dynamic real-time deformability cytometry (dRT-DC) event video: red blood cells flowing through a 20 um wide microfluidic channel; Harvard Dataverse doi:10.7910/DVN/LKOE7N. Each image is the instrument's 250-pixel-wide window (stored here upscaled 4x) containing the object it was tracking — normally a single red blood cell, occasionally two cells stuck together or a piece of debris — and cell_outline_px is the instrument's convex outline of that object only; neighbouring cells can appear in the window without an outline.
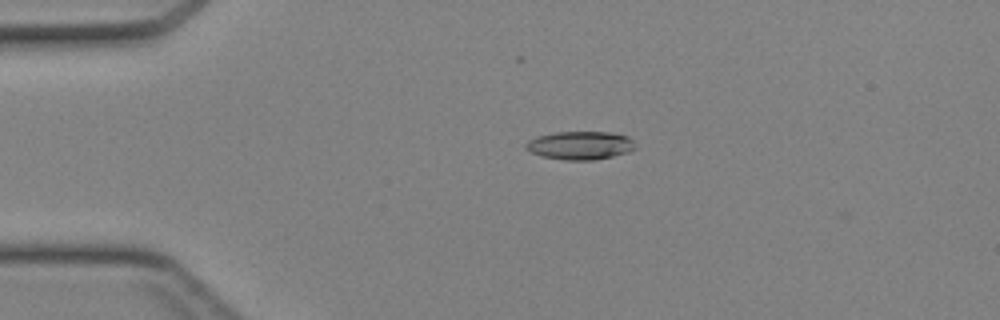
{"species": "Egyptian fruit bat (a non-hibernating species)", "species_latin": "Rousettus aegyptiacus", "temperature_condition": "cold", "stored_images_in_passage": 46, "camera_frame_rate_fps": 3000, "um_per_image_px": 0.085, "animal": {"sex": "female"}, "frame": {"image": 1, "passage_image": 11, "time_ms": 3.333, "image_size_px": [1000, 320], "cell_outline_px": [[636, 148], [628, 152], [596, 160], [564, 160], [540, 156], [524, 148], [524, 144], [528, 140], [536, 136], [556, 132], [608, 132], [628, 136], [632, 140]], "centroid_in_image_um": [49.28, 12.36], "position_along_channel_um": 35.7, "area_um2": 18.15}}
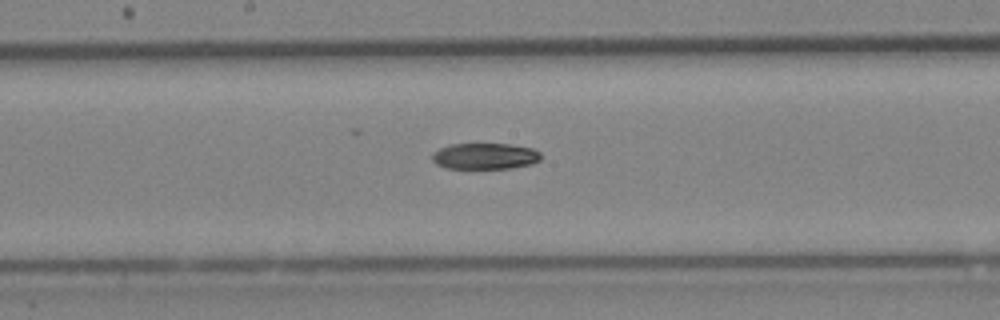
{"frame": {"image": 2, "passage_image": 25, "time_ms": 8.0, "image_size_px": [1000, 320], "cell_outline_px": [[540, 160], [532, 164], [512, 168], [444, 168], [436, 164], [432, 160], [432, 152], [448, 144], [508, 144], [532, 148], [540, 152]], "centroid_in_image_um": [41.2, 13.27], "position_along_channel_um": 207.0, "area_um2": 16.65}}
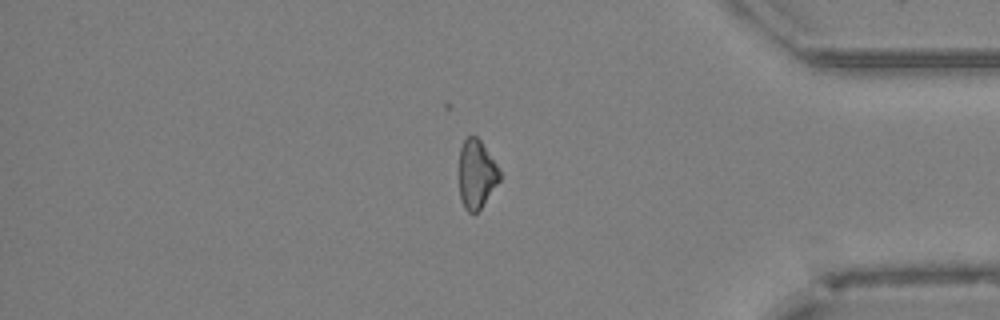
{"frame": {"image": 3, "passage_image": 39, "time_ms": 12.667, "image_size_px": [1000, 320], "cell_outline_px": [[504, 176], [480, 208], [472, 216], [464, 208], [460, 196], [460, 148], [464, 140], [468, 136], [476, 136], [480, 140]], "centroid_in_image_um": [40.53, 14.83], "position_along_channel_um": 394.7, "area_um2": 16.24}}